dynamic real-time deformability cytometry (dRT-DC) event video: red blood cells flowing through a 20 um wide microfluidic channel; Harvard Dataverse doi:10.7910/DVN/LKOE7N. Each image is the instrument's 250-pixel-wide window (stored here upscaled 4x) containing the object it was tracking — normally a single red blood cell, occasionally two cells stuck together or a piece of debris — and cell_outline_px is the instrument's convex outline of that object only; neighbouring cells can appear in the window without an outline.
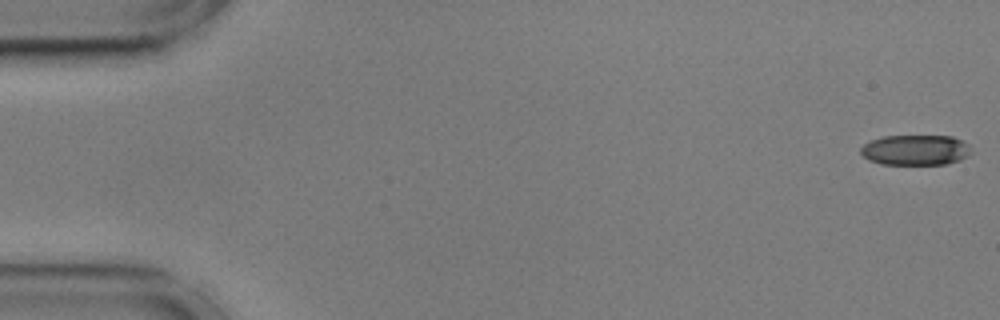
{"species": "common noctule bat (a hibernating species)", "species_latin": "Nyctalus noctula", "temperature_condition": "cold", "stored_images_in_passage": 6, "camera_frame_rate_fps": 3000, "um_per_image_px": 0.085, "animal": {"sex": "male", "body_mass_g": 17.9, "forearm_length_mm": 54.2}, "frame": {"image": 1, "passage_image": 1, "time_ms": 0.0, "image_size_px": [1000, 320], "cell_outline_px": [[968, 156], [960, 160], [948, 164], [880, 164], [868, 160], [860, 152], [860, 148], [864, 144], [872, 140], [884, 136], [952, 136], [968, 144]], "centroid_in_image_um": [77.78, 12.76], "position_along_channel_um": 7.2, "area_um2": 19.42}}